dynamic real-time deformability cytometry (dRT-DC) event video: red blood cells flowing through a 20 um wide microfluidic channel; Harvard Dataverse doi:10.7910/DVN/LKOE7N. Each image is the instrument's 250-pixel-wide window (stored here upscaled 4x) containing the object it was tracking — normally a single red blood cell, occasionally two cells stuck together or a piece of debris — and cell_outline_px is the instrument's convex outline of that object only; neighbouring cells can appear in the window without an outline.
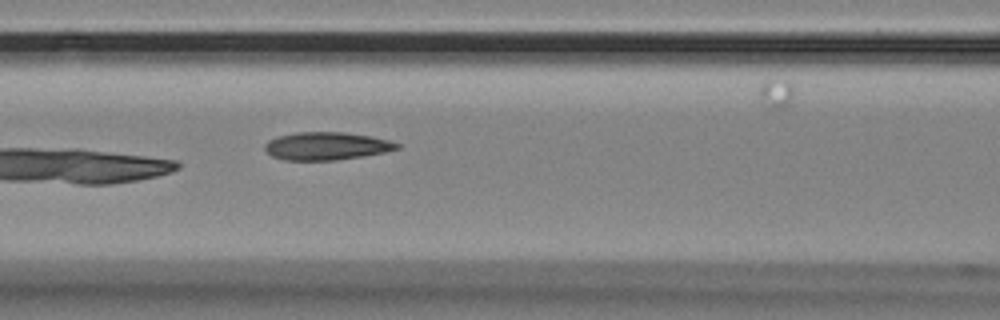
{"species": "Egyptian fruit bat (a non-hibernating species)", "species_latin": "Rousettus aegyptiacus", "temperature_condition": "room temperature", "stored_images_in_passage": 7, "camera_frame_rate_fps": 3000, "um_per_image_px": 0.085, "animal": {"sex": "female"}, "frame": {"image": 1, "passage_image": 7, "time_ms": 2.0, "image_size_px": [1000, 320], "cell_outline_px": [[400, 148], [384, 152], [336, 160], [284, 160], [272, 156], [264, 148], [264, 144], [268, 140], [276, 136], [296, 132], [344, 132], [368, 136], [388, 140], [400, 144]], "centroid_in_image_um": [27.7, 12.41], "position_along_channel_um": 138.9, "area_um2": 21.33}}